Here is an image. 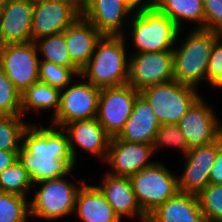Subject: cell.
<instances>
[{"label": "cell", "mask_w": 222, "mask_h": 222, "mask_svg": "<svg viewBox=\"0 0 222 222\" xmlns=\"http://www.w3.org/2000/svg\"><path fill=\"white\" fill-rule=\"evenodd\" d=\"M50 126L38 127L30 123L22 136L18 159L33 184L67 176L76 164L67 133L62 128Z\"/></svg>", "instance_id": "obj_1"}, {"label": "cell", "mask_w": 222, "mask_h": 222, "mask_svg": "<svg viewBox=\"0 0 222 222\" xmlns=\"http://www.w3.org/2000/svg\"><path fill=\"white\" fill-rule=\"evenodd\" d=\"M124 36L103 35L88 64L81 70V77L100 89L127 84L129 56Z\"/></svg>", "instance_id": "obj_2"}, {"label": "cell", "mask_w": 222, "mask_h": 222, "mask_svg": "<svg viewBox=\"0 0 222 222\" xmlns=\"http://www.w3.org/2000/svg\"><path fill=\"white\" fill-rule=\"evenodd\" d=\"M221 36L217 31L192 29L182 44L173 48L174 80L196 88L206 79L211 50Z\"/></svg>", "instance_id": "obj_3"}, {"label": "cell", "mask_w": 222, "mask_h": 222, "mask_svg": "<svg viewBox=\"0 0 222 222\" xmlns=\"http://www.w3.org/2000/svg\"><path fill=\"white\" fill-rule=\"evenodd\" d=\"M136 53L173 50L181 29L154 5L134 11L128 24Z\"/></svg>", "instance_id": "obj_4"}, {"label": "cell", "mask_w": 222, "mask_h": 222, "mask_svg": "<svg viewBox=\"0 0 222 222\" xmlns=\"http://www.w3.org/2000/svg\"><path fill=\"white\" fill-rule=\"evenodd\" d=\"M197 89L172 80L148 86L140 94L152 107L160 125L178 124L183 115L200 97Z\"/></svg>", "instance_id": "obj_5"}, {"label": "cell", "mask_w": 222, "mask_h": 222, "mask_svg": "<svg viewBox=\"0 0 222 222\" xmlns=\"http://www.w3.org/2000/svg\"><path fill=\"white\" fill-rule=\"evenodd\" d=\"M129 178L137 201L147 216L179 191L177 176L158 161Z\"/></svg>", "instance_id": "obj_6"}, {"label": "cell", "mask_w": 222, "mask_h": 222, "mask_svg": "<svg viewBox=\"0 0 222 222\" xmlns=\"http://www.w3.org/2000/svg\"><path fill=\"white\" fill-rule=\"evenodd\" d=\"M64 177L66 176L37 183L42 185L30 202L32 217L51 221L73 214L76 196L81 187L68 182Z\"/></svg>", "instance_id": "obj_7"}, {"label": "cell", "mask_w": 222, "mask_h": 222, "mask_svg": "<svg viewBox=\"0 0 222 222\" xmlns=\"http://www.w3.org/2000/svg\"><path fill=\"white\" fill-rule=\"evenodd\" d=\"M38 55L34 41L0 46V69L21 93L39 81Z\"/></svg>", "instance_id": "obj_8"}, {"label": "cell", "mask_w": 222, "mask_h": 222, "mask_svg": "<svg viewBox=\"0 0 222 222\" xmlns=\"http://www.w3.org/2000/svg\"><path fill=\"white\" fill-rule=\"evenodd\" d=\"M140 91L129 84L101 88L97 120L107 134L117 137L130 117Z\"/></svg>", "instance_id": "obj_9"}, {"label": "cell", "mask_w": 222, "mask_h": 222, "mask_svg": "<svg viewBox=\"0 0 222 222\" xmlns=\"http://www.w3.org/2000/svg\"><path fill=\"white\" fill-rule=\"evenodd\" d=\"M128 82L136 90L174 80L173 50L131 53Z\"/></svg>", "instance_id": "obj_10"}, {"label": "cell", "mask_w": 222, "mask_h": 222, "mask_svg": "<svg viewBox=\"0 0 222 222\" xmlns=\"http://www.w3.org/2000/svg\"><path fill=\"white\" fill-rule=\"evenodd\" d=\"M64 89L60 92V106L52 126L63 128L76 120L97 117L100 88L84 79V82L69 84Z\"/></svg>", "instance_id": "obj_11"}, {"label": "cell", "mask_w": 222, "mask_h": 222, "mask_svg": "<svg viewBox=\"0 0 222 222\" xmlns=\"http://www.w3.org/2000/svg\"><path fill=\"white\" fill-rule=\"evenodd\" d=\"M222 134L213 142L191 148L185 157L183 174L177 177L178 190L198 196L209 184L210 170L215 163Z\"/></svg>", "instance_id": "obj_12"}, {"label": "cell", "mask_w": 222, "mask_h": 222, "mask_svg": "<svg viewBox=\"0 0 222 222\" xmlns=\"http://www.w3.org/2000/svg\"><path fill=\"white\" fill-rule=\"evenodd\" d=\"M208 106L200 96L178 122L189 149L211 143L222 134V123Z\"/></svg>", "instance_id": "obj_13"}, {"label": "cell", "mask_w": 222, "mask_h": 222, "mask_svg": "<svg viewBox=\"0 0 222 222\" xmlns=\"http://www.w3.org/2000/svg\"><path fill=\"white\" fill-rule=\"evenodd\" d=\"M154 153L152 144L127 142L113 137L105 158L112 171L107 173L113 176L130 177L154 164L155 162L150 160Z\"/></svg>", "instance_id": "obj_14"}, {"label": "cell", "mask_w": 222, "mask_h": 222, "mask_svg": "<svg viewBox=\"0 0 222 222\" xmlns=\"http://www.w3.org/2000/svg\"><path fill=\"white\" fill-rule=\"evenodd\" d=\"M81 12L63 0H42L34 3L32 17V41L63 32Z\"/></svg>", "instance_id": "obj_15"}, {"label": "cell", "mask_w": 222, "mask_h": 222, "mask_svg": "<svg viewBox=\"0 0 222 222\" xmlns=\"http://www.w3.org/2000/svg\"><path fill=\"white\" fill-rule=\"evenodd\" d=\"M133 12L124 0H89L81 15L102 35H124L123 26L129 24Z\"/></svg>", "instance_id": "obj_16"}, {"label": "cell", "mask_w": 222, "mask_h": 222, "mask_svg": "<svg viewBox=\"0 0 222 222\" xmlns=\"http://www.w3.org/2000/svg\"><path fill=\"white\" fill-rule=\"evenodd\" d=\"M34 3L27 0H8L0 24V46L32 41Z\"/></svg>", "instance_id": "obj_17"}, {"label": "cell", "mask_w": 222, "mask_h": 222, "mask_svg": "<svg viewBox=\"0 0 222 222\" xmlns=\"http://www.w3.org/2000/svg\"><path fill=\"white\" fill-rule=\"evenodd\" d=\"M62 129L68 135L69 147L75 163L77 156L74 143L84 151H87V153L105 160L111 137L100 125L96 117L70 122Z\"/></svg>", "instance_id": "obj_18"}, {"label": "cell", "mask_w": 222, "mask_h": 222, "mask_svg": "<svg viewBox=\"0 0 222 222\" xmlns=\"http://www.w3.org/2000/svg\"><path fill=\"white\" fill-rule=\"evenodd\" d=\"M98 187L120 219L124 216L131 218L137 216L143 222L148 221V216L142 211L137 201L129 177L113 176L106 173L102 184Z\"/></svg>", "instance_id": "obj_19"}, {"label": "cell", "mask_w": 222, "mask_h": 222, "mask_svg": "<svg viewBox=\"0 0 222 222\" xmlns=\"http://www.w3.org/2000/svg\"><path fill=\"white\" fill-rule=\"evenodd\" d=\"M63 34L72 61L82 70L88 64L98 40L103 35L82 15L66 28Z\"/></svg>", "instance_id": "obj_20"}, {"label": "cell", "mask_w": 222, "mask_h": 222, "mask_svg": "<svg viewBox=\"0 0 222 222\" xmlns=\"http://www.w3.org/2000/svg\"><path fill=\"white\" fill-rule=\"evenodd\" d=\"M160 126L152 107L139 94L133 111L117 138L127 142L153 144Z\"/></svg>", "instance_id": "obj_21"}, {"label": "cell", "mask_w": 222, "mask_h": 222, "mask_svg": "<svg viewBox=\"0 0 222 222\" xmlns=\"http://www.w3.org/2000/svg\"><path fill=\"white\" fill-rule=\"evenodd\" d=\"M81 184L76 196L74 213L82 221L121 222L98 185H87L84 181Z\"/></svg>", "instance_id": "obj_22"}, {"label": "cell", "mask_w": 222, "mask_h": 222, "mask_svg": "<svg viewBox=\"0 0 222 222\" xmlns=\"http://www.w3.org/2000/svg\"><path fill=\"white\" fill-rule=\"evenodd\" d=\"M147 222H205L196 195L178 191L148 216Z\"/></svg>", "instance_id": "obj_23"}, {"label": "cell", "mask_w": 222, "mask_h": 222, "mask_svg": "<svg viewBox=\"0 0 222 222\" xmlns=\"http://www.w3.org/2000/svg\"><path fill=\"white\" fill-rule=\"evenodd\" d=\"M153 5L182 29L184 20L196 22L195 29H205L203 0H153Z\"/></svg>", "instance_id": "obj_24"}, {"label": "cell", "mask_w": 222, "mask_h": 222, "mask_svg": "<svg viewBox=\"0 0 222 222\" xmlns=\"http://www.w3.org/2000/svg\"><path fill=\"white\" fill-rule=\"evenodd\" d=\"M60 92L59 88L37 81L21 93V115L24 116L31 109L37 112L53 109L54 117L60 106Z\"/></svg>", "instance_id": "obj_25"}, {"label": "cell", "mask_w": 222, "mask_h": 222, "mask_svg": "<svg viewBox=\"0 0 222 222\" xmlns=\"http://www.w3.org/2000/svg\"><path fill=\"white\" fill-rule=\"evenodd\" d=\"M38 52L45 60L56 65L72 69L78 77L81 76V70L72 61L65 42L63 32L42 37L35 41Z\"/></svg>", "instance_id": "obj_26"}, {"label": "cell", "mask_w": 222, "mask_h": 222, "mask_svg": "<svg viewBox=\"0 0 222 222\" xmlns=\"http://www.w3.org/2000/svg\"><path fill=\"white\" fill-rule=\"evenodd\" d=\"M32 186L31 178L19 159L0 173V192L26 197Z\"/></svg>", "instance_id": "obj_27"}, {"label": "cell", "mask_w": 222, "mask_h": 222, "mask_svg": "<svg viewBox=\"0 0 222 222\" xmlns=\"http://www.w3.org/2000/svg\"><path fill=\"white\" fill-rule=\"evenodd\" d=\"M22 115L0 116V150L19 151L22 136L30 123L22 120Z\"/></svg>", "instance_id": "obj_28"}, {"label": "cell", "mask_w": 222, "mask_h": 222, "mask_svg": "<svg viewBox=\"0 0 222 222\" xmlns=\"http://www.w3.org/2000/svg\"><path fill=\"white\" fill-rule=\"evenodd\" d=\"M28 198L0 192V222H27L30 214Z\"/></svg>", "instance_id": "obj_29"}, {"label": "cell", "mask_w": 222, "mask_h": 222, "mask_svg": "<svg viewBox=\"0 0 222 222\" xmlns=\"http://www.w3.org/2000/svg\"><path fill=\"white\" fill-rule=\"evenodd\" d=\"M197 197L205 222H222V184L209 183Z\"/></svg>", "instance_id": "obj_30"}, {"label": "cell", "mask_w": 222, "mask_h": 222, "mask_svg": "<svg viewBox=\"0 0 222 222\" xmlns=\"http://www.w3.org/2000/svg\"><path fill=\"white\" fill-rule=\"evenodd\" d=\"M77 74L64 66L41 60L39 62V81L64 90L66 86L72 84L73 77Z\"/></svg>", "instance_id": "obj_31"}, {"label": "cell", "mask_w": 222, "mask_h": 222, "mask_svg": "<svg viewBox=\"0 0 222 222\" xmlns=\"http://www.w3.org/2000/svg\"><path fill=\"white\" fill-rule=\"evenodd\" d=\"M21 114V92L0 69V116Z\"/></svg>", "instance_id": "obj_32"}, {"label": "cell", "mask_w": 222, "mask_h": 222, "mask_svg": "<svg viewBox=\"0 0 222 222\" xmlns=\"http://www.w3.org/2000/svg\"><path fill=\"white\" fill-rule=\"evenodd\" d=\"M173 146L181 150L182 154L185 156L190 150L188 147L187 140L179 128L178 124H162L156 135L154 142L152 144L154 151L156 152L159 147L163 146Z\"/></svg>", "instance_id": "obj_33"}, {"label": "cell", "mask_w": 222, "mask_h": 222, "mask_svg": "<svg viewBox=\"0 0 222 222\" xmlns=\"http://www.w3.org/2000/svg\"><path fill=\"white\" fill-rule=\"evenodd\" d=\"M206 80L211 87L222 88V36L214 43L211 50Z\"/></svg>", "instance_id": "obj_34"}, {"label": "cell", "mask_w": 222, "mask_h": 222, "mask_svg": "<svg viewBox=\"0 0 222 222\" xmlns=\"http://www.w3.org/2000/svg\"><path fill=\"white\" fill-rule=\"evenodd\" d=\"M205 14V30L222 34V0H203Z\"/></svg>", "instance_id": "obj_35"}, {"label": "cell", "mask_w": 222, "mask_h": 222, "mask_svg": "<svg viewBox=\"0 0 222 222\" xmlns=\"http://www.w3.org/2000/svg\"><path fill=\"white\" fill-rule=\"evenodd\" d=\"M209 183L222 184V145L218 148L215 163L210 170Z\"/></svg>", "instance_id": "obj_36"}, {"label": "cell", "mask_w": 222, "mask_h": 222, "mask_svg": "<svg viewBox=\"0 0 222 222\" xmlns=\"http://www.w3.org/2000/svg\"><path fill=\"white\" fill-rule=\"evenodd\" d=\"M18 152L0 150V173L18 159Z\"/></svg>", "instance_id": "obj_37"}, {"label": "cell", "mask_w": 222, "mask_h": 222, "mask_svg": "<svg viewBox=\"0 0 222 222\" xmlns=\"http://www.w3.org/2000/svg\"><path fill=\"white\" fill-rule=\"evenodd\" d=\"M134 11L153 6V0H124Z\"/></svg>", "instance_id": "obj_38"}, {"label": "cell", "mask_w": 222, "mask_h": 222, "mask_svg": "<svg viewBox=\"0 0 222 222\" xmlns=\"http://www.w3.org/2000/svg\"><path fill=\"white\" fill-rule=\"evenodd\" d=\"M71 3L75 8H77L81 13L86 8L89 0H63Z\"/></svg>", "instance_id": "obj_39"}, {"label": "cell", "mask_w": 222, "mask_h": 222, "mask_svg": "<svg viewBox=\"0 0 222 222\" xmlns=\"http://www.w3.org/2000/svg\"><path fill=\"white\" fill-rule=\"evenodd\" d=\"M5 3H6V1L0 0V24L2 21V17H3V10H4Z\"/></svg>", "instance_id": "obj_40"}, {"label": "cell", "mask_w": 222, "mask_h": 222, "mask_svg": "<svg viewBox=\"0 0 222 222\" xmlns=\"http://www.w3.org/2000/svg\"><path fill=\"white\" fill-rule=\"evenodd\" d=\"M27 1L35 3V2H38V1H42V0H27Z\"/></svg>", "instance_id": "obj_41"}]
</instances>
